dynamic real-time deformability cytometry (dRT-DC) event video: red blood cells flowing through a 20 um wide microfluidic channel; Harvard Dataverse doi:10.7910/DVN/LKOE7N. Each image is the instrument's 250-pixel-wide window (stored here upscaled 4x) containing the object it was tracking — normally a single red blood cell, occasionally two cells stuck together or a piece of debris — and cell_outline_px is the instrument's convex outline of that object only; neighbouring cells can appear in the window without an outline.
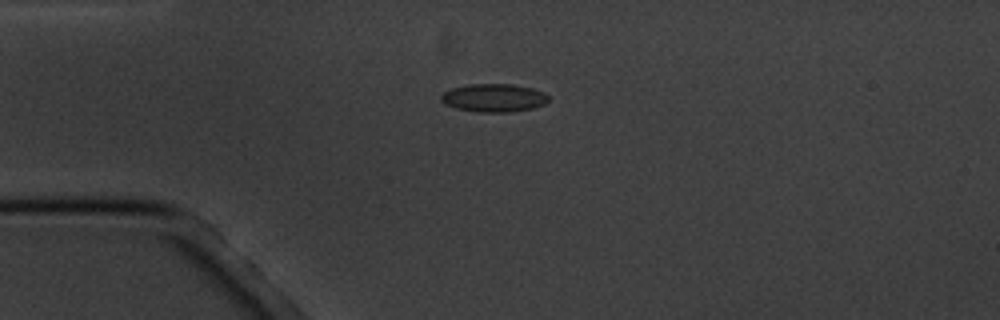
{"species": "common noctule bat (a hibernating species)", "species_latin": "Nyctalus noctula", "temperature_condition": "cold", "stored_images_in_passage": 1, "camera_frame_rate_fps": 3000, "um_per_image_px": 0.085, "animal": {"sex": "male", "body_mass_g": 20.1, "forearm_length_mm": 53.5}, "frame": {"image": 1, "passage_image": 1, "time_ms": 0.0, "image_size_px": [1000, 320], "cell_outline_px": [[548, 100], [544, 104], [532, 108], [512, 112], [476, 112], [456, 108], [444, 104], [440, 100], [440, 96], [444, 92], [452, 88], [468, 84], [512, 84], [532, 88], [544, 92], [548, 96]], "centroid_in_image_um": [41.95, 8.32], "position_along_channel_um": 43.0, "area_um2": 17.69}}